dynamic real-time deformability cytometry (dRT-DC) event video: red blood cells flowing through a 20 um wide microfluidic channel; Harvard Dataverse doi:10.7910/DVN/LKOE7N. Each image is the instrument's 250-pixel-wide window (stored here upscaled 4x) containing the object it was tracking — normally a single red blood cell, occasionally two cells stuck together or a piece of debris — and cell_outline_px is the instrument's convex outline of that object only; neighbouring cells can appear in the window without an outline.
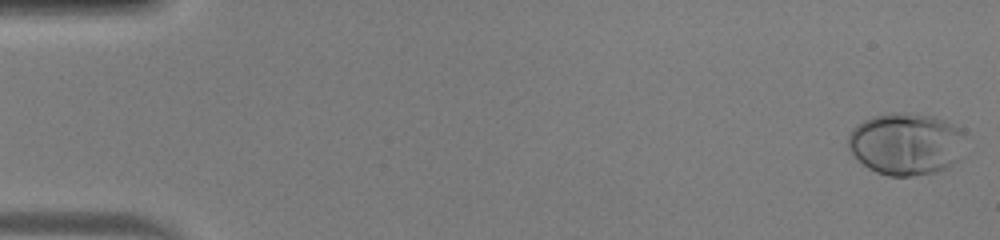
{"species": "human", "species_latin": "Homo sapiens", "temperature_condition": "warm", "stored_images_in_passage": 51, "camera_frame_rate_fps": 3000, "um_per_image_px": 0.085, "donor": {"sex": "male"}, "frame": {"image": 1, "passage_image": 1, "time_ms": 0.0, "image_size_px": [1000, 240], "cell_outline_px": [[964, 132], [956, 160], [948, 168], [936, 172], [912, 176], [888, 176], [876, 172], [868, 168], [848, 148], [848, 136], [852, 128], [856, 124], [872, 116], [892, 112], [896, 112], [936, 116], [964, 128]], "centroid_in_image_um": [76.99, 12.21], "position_along_channel_um": 8.0, "area_um2": 42.43}}
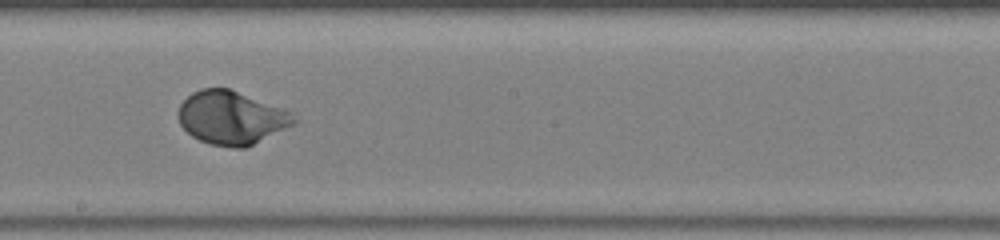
{"frame": {"image": 2, "passage_image": 29, "time_ms": 9.333, "image_size_px": [1000, 240], "cell_outline_px": [[296, 124], [244, 148], [232, 148], [208, 144], [192, 136], [180, 124], [176, 116], [176, 112], [180, 104], [192, 92], [200, 88], [228, 88], [284, 108], [292, 112], [296, 120]], "centroid_in_image_um": [19.65, 10.01], "position_along_channel_um": 228.5, "area_um2": 36.18}}
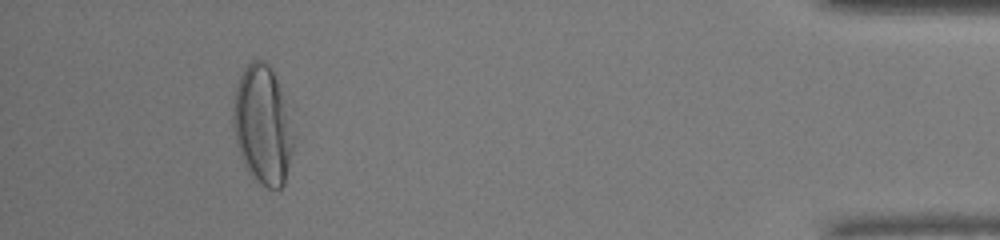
{"frame": {"image": 3, "passage_image": 47, "time_ms": 15.333, "image_size_px": [1000, 240], "cell_outline_px": [[296, 136], [284, 184], [280, 188], [268, 188], [260, 184], [248, 172], [240, 156], [232, 128], [232, 108], [236, 84], [244, 68], [252, 60], [260, 60], [268, 64], [272, 68], [296, 128]], "centroid_in_image_um": [22.34, 10.64], "position_along_channel_um": 412.9, "area_um2": 42.6}}